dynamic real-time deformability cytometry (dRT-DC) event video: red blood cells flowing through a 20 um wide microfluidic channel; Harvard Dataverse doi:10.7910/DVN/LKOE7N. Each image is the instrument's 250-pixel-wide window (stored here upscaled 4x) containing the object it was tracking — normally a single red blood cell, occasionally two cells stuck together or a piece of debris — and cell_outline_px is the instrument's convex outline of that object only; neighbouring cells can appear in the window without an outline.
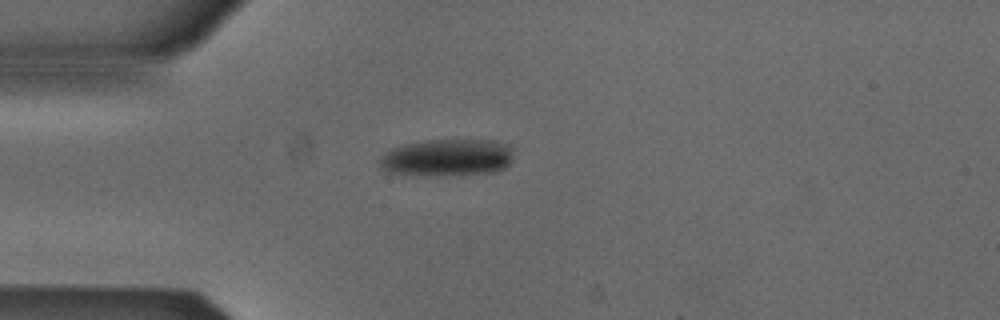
{"species": "Egyptian fruit bat (a non-hibernating species)", "species_latin": "Rousettus aegyptiacus", "temperature_condition": "cold", "stored_images_in_passage": 2, "camera_frame_rate_fps": 3000, "um_per_image_px": 0.085, "animal": {"sex": "male"}, "frame": {"image": 1, "passage_image": 1, "time_ms": 0.0, "image_size_px": [1000, 320], "cell_outline_px": [[512, 160], [504, 168], [496, 172], [388, 172], [380, 168], [380, 156], [392, 148], [404, 144], [424, 140], [492, 140], [508, 144], [512, 148]], "centroid_in_image_um": [38.05, 13.32], "position_along_channel_um": 46.9, "area_um2": 27.57}}